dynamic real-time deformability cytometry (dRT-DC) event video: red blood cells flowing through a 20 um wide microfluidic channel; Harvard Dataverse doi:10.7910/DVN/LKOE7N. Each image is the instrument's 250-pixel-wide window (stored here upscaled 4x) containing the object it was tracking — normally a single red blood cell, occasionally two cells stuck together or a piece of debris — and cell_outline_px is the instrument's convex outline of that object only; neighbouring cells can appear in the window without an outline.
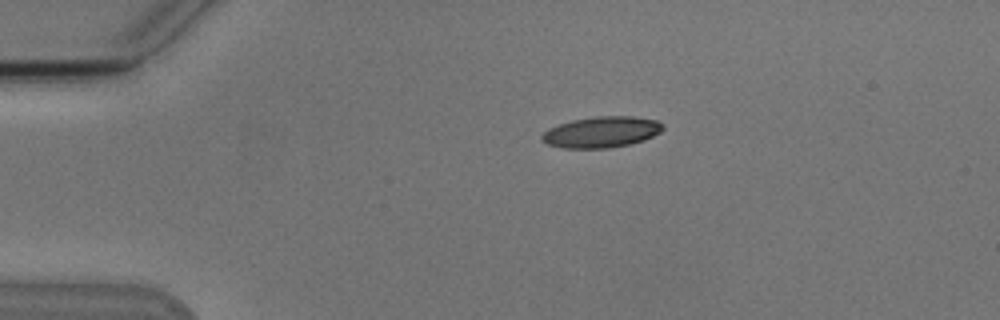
{"species": "Egyptian fruit bat (a non-hibernating species)", "species_latin": "Rousettus aegyptiacus", "temperature_condition": "cold", "stored_images_in_passage": 4, "camera_frame_rate_fps": 3000, "um_per_image_px": 0.085, "animal": {"sex": "male"}, "frame": {"image": 1, "passage_image": 1, "time_ms": 0.0, "image_size_px": [1000, 320], "cell_outline_px": [[664, 128], [660, 132], [644, 140], [628, 144], [608, 148], [564, 148], [548, 144], [540, 136], [548, 128], [572, 120], [596, 116], [632, 116], [656, 120], [664, 124]], "centroid_in_image_um": [51.14, 11.22], "position_along_channel_um": 33.9, "area_um2": 21.73}}